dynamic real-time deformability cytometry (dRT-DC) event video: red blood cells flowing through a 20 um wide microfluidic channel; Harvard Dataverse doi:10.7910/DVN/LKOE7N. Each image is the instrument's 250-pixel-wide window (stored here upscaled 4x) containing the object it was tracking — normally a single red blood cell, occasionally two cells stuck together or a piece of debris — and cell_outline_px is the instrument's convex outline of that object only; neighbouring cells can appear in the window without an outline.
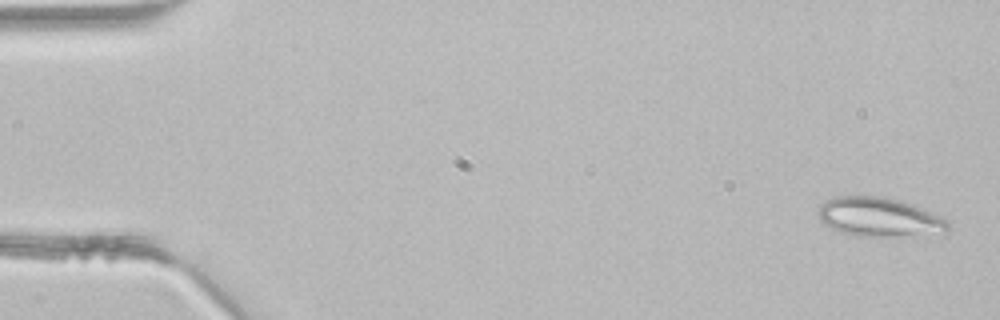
{"species": "common noctule bat (a hibernating species)", "species_latin": "Nyctalus noctula", "temperature_condition": "room temperature", "stored_images_in_passage": 4, "camera_frame_rate_fps": 3000, "um_per_image_px": 0.085, "animal": {"sex": "male", "body_mass_g": 21.5, "forearm_length_mm": 52.0}, "frame": {"image": 1, "passage_image": 1, "time_ms": 0.0, "image_size_px": [1000, 320], "cell_outline_px": [[952, 224], [944, 232], [888, 236], [856, 236], [840, 232], [832, 228], [820, 220], [816, 212], [820, 204], [836, 196], [884, 196], [912, 204]], "centroid_in_image_um": [74.64, 18.44], "position_along_channel_um": 10.4, "area_um2": 29.02}}